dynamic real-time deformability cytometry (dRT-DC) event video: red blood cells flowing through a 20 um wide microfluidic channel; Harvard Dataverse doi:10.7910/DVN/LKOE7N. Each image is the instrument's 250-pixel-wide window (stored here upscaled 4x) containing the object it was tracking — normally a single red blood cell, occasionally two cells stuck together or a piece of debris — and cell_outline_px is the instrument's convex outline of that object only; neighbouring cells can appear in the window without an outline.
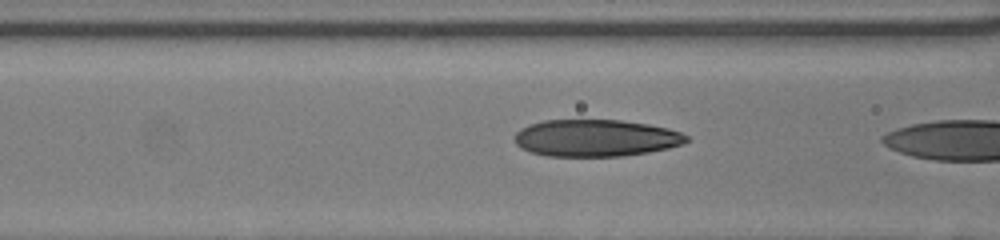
{"species": "human", "species_latin": "Homo sapiens", "temperature_condition": "room temperature", "stored_images_in_passage": 18, "camera_frame_rate_fps": 3000, "um_per_image_px": 0.085, "donor": {"sex": "female"}, "frame": {"image": 1, "passage_image": 17, "time_ms": 5.333, "image_size_px": [1000, 240], "cell_outline_px": [[688, 140], [684, 144], [668, 148], [648, 152], [624, 156], [548, 156], [528, 152], [520, 148], [516, 144], [516, 132], [520, 128], [528, 124], [544, 120], [620, 120], [648, 124], [668, 128], [680, 132], [688, 136]], "centroid_in_image_um": [50.63, 11.73], "position_along_channel_um": 116.0, "area_um2": 37.22}}